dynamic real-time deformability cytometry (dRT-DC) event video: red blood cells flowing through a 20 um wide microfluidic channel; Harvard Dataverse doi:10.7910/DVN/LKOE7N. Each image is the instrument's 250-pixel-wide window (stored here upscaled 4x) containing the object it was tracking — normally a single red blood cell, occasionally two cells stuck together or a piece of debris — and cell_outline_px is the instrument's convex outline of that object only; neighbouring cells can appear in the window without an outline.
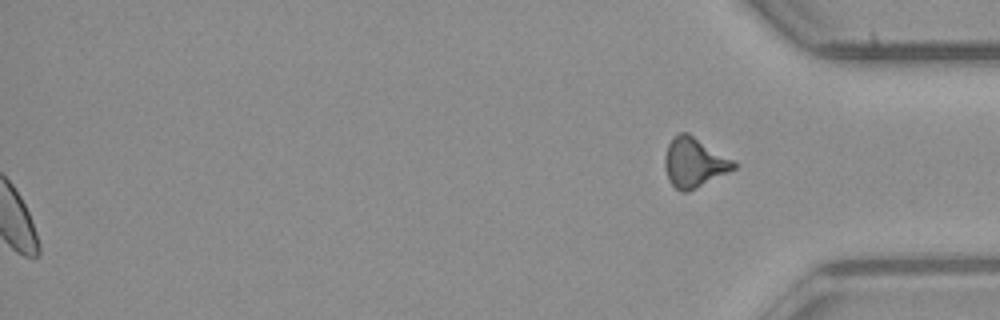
{"species": "common noctule bat (a hibernating species)", "species_latin": "Nyctalus noctula", "temperature_condition": "room temperature", "stored_images_in_passage": 55, "segment_of_instrument_passage": [2, 2], "camera_frame_rate_fps": 3000, "um_per_image_px": 0.085, "animal": {"sex": "male", "body_mass_g": 23.1, "forearm_length_mm": 52.7}, "frame": {"image": 1, "passage_image": 55, "time_ms": 18.0, "image_size_px": [1000, 320], "cell_outline_px": [[736, 168], [688, 192], [684, 192], [676, 188], [668, 180], [664, 164], [664, 156], [668, 144], [680, 132], [688, 132], [732, 160], [736, 164]], "centroid_in_image_um": [58.97, 13.82], "position_along_channel_um": 376.2, "area_um2": 19.54}}